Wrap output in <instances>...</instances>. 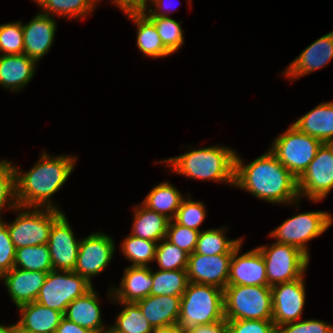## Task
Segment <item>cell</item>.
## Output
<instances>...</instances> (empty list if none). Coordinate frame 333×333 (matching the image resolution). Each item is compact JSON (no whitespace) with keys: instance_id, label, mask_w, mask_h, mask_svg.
Returning <instances> with one entry per match:
<instances>
[{"instance_id":"obj_1","label":"cell","mask_w":333,"mask_h":333,"mask_svg":"<svg viewBox=\"0 0 333 333\" xmlns=\"http://www.w3.org/2000/svg\"><path fill=\"white\" fill-rule=\"evenodd\" d=\"M234 186L270 203H297L298 179L268 150L250 164L235 157Z\"/></svg>"},{"instance_id":"obj_2","label":"cell","mask_w":333,"mask_h":333,"mask_svg":"<svg viewBox=\"0 0 333 333\" xmlns=\"http://www.w3.org/2000/svg\"><path fill=\"white\" fill-rule=\"evenodd\" d=\"M76 157H52L42 153V157L27 172L15 169L16 200L18 206L36 208H57L51 203L55 194L67 181L74 170Z\"/></svg>"},{"instance_id":"obj_3","label":"cell","mask_w":333,"mask_h":333,"mask_svg":"<svg viewBox=\"0 0 333 333\" xmlns=\"http://www.w3.org/2000/svg\"><path fill=\"white\" fill-rule=\"evenodd\" d=\"M235 157L233 149L212 146L191 150L183 155L162 160L173 172L192 179L213 180L234 185Z\"/></svg>"},{"instance_id":"obj_4","label":"cell","mask_w":333,"mask_h":333,"mask_svg":"<svg viewBox=\"0 0 333 333\" xmlns=\"http://www.w3.org/2000/svg\"><path fill=\"white\" fill-rule=\"evenodd\" d=\"M224 319L223 290L211 285L189 282L180 301L177 325L182 333L197 325L216 323Z\"/></svg>"},{"instance_id":"obj_5","label":"cell","mask_w":333,"mask_h":333,"mask_svg":"<svg viewBox=\"0 0 333 333\" xmlns=\"http://www.w3.org/2000/svg\"><path fill=\"white\" fill-rule=\"evenodd\" d=\"M223 300L226 320H272L271 286L227 285Z\"/></svg>"},{"instance_id":"obj_6","label":"cell","mask_w":333,"mask_h":333,"mask_svg":"<svg viewBox=\"0 0 333 333\" xmlns=\"http://www.w3.org/2000/svg\"><path fill=\"white\" fill-rule=\"evenodd\" d=\"M18 209L20 213L16 219L10 224L6 223L16 249L47 244L53 223L63 211L56 208L32 209L21 206H18Z\"/></svg>"},{"instance_id":"obj_7","label":"cell","mask_w":333,"mask_h":333,"mask_svg":"<svg viewBox=\"0 0 333 333\" xmlns=\"http://www.w3.org/2000/svg\"><path fill=\"white\" fill-rule=\"evenodd\" d=\"M323 143L291 125L279 135L270 152L297 178L306 171Z\"/></svg>"},{"instance_id":"obj_8","label":"cell","mask_w":333,"mask_h":333,"mask_svg":"<svg viewBox=\"0 0 333 333\" xmlns=\"http://www.w3.org/2000/svg\"><path fill=\"white\" fill-rule=\"evenodd\" d=\"M92 288V283L75 271L52 270L47 273L36 302L64 314L71 302Z\"/></svg>"},{"instance_id":"obj_9","label":"cell","mask_w":333,"mask_h":333,"mask_svg":"<svg viewBox=\"0 0 333 333\" xmlns=\"http://www.w3.org/2000/svg\"><path fill=\"white\" fill-rule=\"evenodd\" d=\"M257 248L264 258L267 286L296 280L309 265V257L293 245L275 242Z\"/></svg>"},{"instance_id":"obj_10","label":"cell","mask_w":333,"mask_h":333,"mask_svg":"<svg viewBox=\"0 0 333 333\" xmlns=\"http://www.w3.org/2000/svg\"><path fill=\"white\" fill-rule=\"evenodd\" d=\"M333 217L325 211H312L297 214L269 234L276 242L297 247L309 257L307 242L326 231Z\"/></svg>"},{"instance_id":"obj_11","label":"cell","mask_w":333,"mask_h":333,"mask_svg":"<svg viewBox=\"0 0 333 333\" xmlns=\"http://www.w3.org/2000/svg\"><path fill=\"white\" fill-rule=\"evenodd\" d=\"M333 189V143H323L315 158L298 179L300 199L308 197L314 202L324 199Z\"/></svg>"},{"instance_id":"obj_12","label":"cell","mask_w":333,"mask_h":333,"mask_svg":"<svg viewBox=\"0 0 333 333\" xmlns=\"http://www.w3.org/2000/svg\"><path fill=\"white\" fill-rule=\"evenodd\" d=\"M114 245L110 236L99 232L81 239L74 271L91 283L113 258Z\"/></svg>"},{"instance_id":"obj_13","label":"cell","mask_w":333,"mask_h":333,"mask_svg":"<svg viewBox=\"0 0 333 333\" xmlns=\"http://www.w3.org/2000/svg\"><path fill=\"white\" fill-rule=\"evenodd\" d=\"M303 277L271 286L273 301L272 321L276 327L295 322L300 318L306 300V288Z\"/></svg>"},{"instance_id":"obj_14","label":"cell","mask_w":333,"mask_h":333,"mask_svg":"<svg viewBox=\"0 0 333 333\" xmlns=\"http://www.w3.org/2000/svg\"><path fill=\"white\" fill-rule=\"evenodd\" d=\"M233 253L207 256L193 252L188 256L187 275L191 283L224 289L228 285Z\"/></svg>"},{"instance_id":"obj_15","label":"cell","mask_w":333,"mask_h":333,"mask_svg":"<svg viewBox=\"0 0 333 333\" xmlns=\"http://www.w3.org/2000/svg\"><path fill=\"white\" fill-rule=\"evenodd\" d=\"M80 241L74 237L67 218L62 213L54 221L47 243L53 270L74 271Z\"/></svg>"},{"instance_id":"obj_16","label":"cell","mask_w":333,"mask_h":333,"mask_svg":"<svg viewBox=\"0 0 333 333\" xmlns=\"http://www.w3.org/2000/svg\"><path fill=\"white\" fill-rule=\"evenodd\" d=\"M240 244L230 262L228 285L267 286L266 266L258 248L238 255Z\"/></svg>"},{"instance_id":"obj_17","label":"cell","mask_w":333,"mask_h":333,"mask_svg":"<svg viewBox=\"0 0 333 333\" xmlns=\"http://www.w3.org/2000/svg\"><path fill=\"white\" fill-rule=\"evenodd\" d=\"M333 58V31L305 48L285 70V76L297 79L318 70Z\"/></svg>"},{"instance_id":"obj_18","label":"cell","mask_w":333,"mask_h":333,"mask_svg":"<svg viewBox=\"0 0 333 333\" xmlns=\"http://www.w3.org/2000/svg\"><path fill=\"white\" fill-rule=\"evenodd\" d=\"M56 21L52 16L37 14L28 24L23 25V53L37 63L47 52L54 41Z\"/></svg>"},{"instance_id":"obj_19","label":"cell","mask_w":333,"mask_h":333,"mask_svg":"<svg viewBox=\"0 0 333 333\" xmlns=\"http://www.w3.org/2000/svg\"><path fill=\"white\" fill-rule=\"evenodd\" d=\"M46 276L45 272L27 271L13 267L1 275L0 279L4 280L11 300L19 307L36 301Z\"/></svg>"},{"instance_id":"obj_20","label":"cell","mask_w":333,"mask_h":333,"mask_svg":"<svg viewBox=\"0 0 333 333\" xmlns=\"http://www.w3.org/2000/svg\"><path fill=\"white\" fill-rule=\"evenodd\" d=\"M181 296L149 295L135 302L153 328L177 325Z\"/></svg>"},{"instance_id":"obj_21","label":"cell","mask_w":333,"mask_h":333,"mask_svg":"<svg viewBox=\"0 0 333 333\" xmlns=\"http://www.w3.org/2000/svg\"><path fill=\"white\" fill-rule=\"evenodd\" d=\"M153 286L150 267L129 266L125 269L120 281V287L113 288L108 294L114 301L137 302L151 293ZM112 292V293H111Z\"/></svg>"},{"instance_id":"obj_22","label":"cell","mask_w":333,"mask_h":333,"mask_svg":"<svg viewBox=\"0 0 333 333\" xmlns=\"http://www.w3.org/2000/svg\"><path fill=\"white\" fill-rule=\"evenodd\" d=\"M36 61L24 53L0 55V85L11 91L22 90L35 74Z\"/></svg>"},{"instance_id":"obj_23","label":"cell","mask_w":333,"mask_h":333,"mask_svg":"<svg viewBox=\"0 0 333 333\" xmlns=\"http://www.w3.org/2000/svg\"><path fill=\"white\" fill-rule=\"evenodd\" d=\"M17 308L22 315L17 322L18 328L27 333H55L64 317L62 312L45 307L36 301Z\"/></svg>"},{"instance_id":"obj_24","label":"cell","mask_w":333,"mask_h":333,"mask_svg":"<svg viewBox=\"0 0 333 333\" xmlns=\"http://www.w3.org/2000/svg\"><path fill=\"white\" fill-rule=\"evenodd\" d=\"M292 125L322 143H333V101L317 105Z\"/></svg>"},{"instance_id":"obj_25","label":"cell","mask_w":333,"mask_h":333,"mask_svg":"<svg viewBox=\"0 0 333 333\" xmlns=\"http://www.w3.org/2000/svg\"><path fill=\"white\" fill-rule=\"evenodd\" d=\"M98 299L97 293L92 288L67 306L64 317L94 333L100 332L105 328V325H103L101 320Z\"/></svg>"},{"instance_id":"obj_26","label":"cell","mask_w":333,"mask_h":333,"mask_svg":"<svg viewBox=\"0 0 333 333\" xmlns=\"http://www.w3.org/2000/svg\"><path fill=\"white\" fill-rule=\"evenodd\" d=\"M135 207L134 224L130 234L154 242L165 239L170 219L149 210L143 204L140 207L138 205Z\"/></svg>"},{"instance_id":"obj_27","label":"cell","mask_w":333,"mask_h":333,"mask_svg":"<svg viewBox=\"0 0 333 333\" xmlns=\"http://www.w3.org/2000/svg\"><path fill=\"white\" fill-rule=\"evenodd\" d=\"M137 26V46L147 57H165L172 54L162 43L154 23L142 12H126Z\"/></svg>"},{"instance_id":"obj_28","label":"cell","mask_w":333,"mask_h":333,"mask_svg":"<svg viewBox=\"0 0 333 333\" xmlns=\"http://www.w3.org/2000/svg\"><path fill=\"white\" fill-rule=\"evenodd\" d=\"M184 198L175 186L168 182H162L151 189L142 204L149 210L173 220Z\"/></svg>"},{"instance_id":"obj_29","label":"cell","mask_w":333,"mask_h":333,"mask_svg":"<svg viewBox=\"0 0 333 333\" xmlns=\"http://www.w3.org/2000/svg\"><path fill=\"white\" fill-rule=\"evenodd\" d=\"M153 286L150 295L154 296H182L185 292L189 280L187 270H158L153 272Z\"/></svg>"},{"instance_id":"obj_30","label":"cell","mask_w":333,"mask_h":333,"mask_svg":"<svg viewBox=\"0 0 333 333\" xmlns=\"http://www.w3.org/2000/svg\"><path fill=\"white\" fill-rule=\"evenodd\" d=\"M225 230L226 228H219L200 231L195 253L207 256L233 253L242 244V239H227L224 235Z\"/></svg>"},{"instance_id":"obj_31","label":"cell","mask_w":333,"mask_h":333,"mask_svg":"<svg viewBox=\"0 0 333 333\" xmlns=\"http://www.w3.org/2000/svg\"><path fill=\"white\" fill-rule=\"evenodd\" d=\"M14 267L48 273L53 270L47 244L16 249Z\"/></svg>"},{"instance_id":"obj_32","label":"cell","mask_w":333,"mask_h":333,"mask_svg":"<svg viewBox=\"0 0 333 333\" xmlns=\"http://www.w3.org/2000/svg\"><path fill=\"white\" fill-rule=\"evenodd\" d=\"M45 11V15H56L70 18H84L93 12L98 0H34Z\"/></svg>"},{"instance_id":"obj_33","label":"cell","mask_w":333,"mask_h":333,"mask_svg":"<svg viewBox=\"0 0 333 333\" xmlns=\"http://www.w3.org/2000/svg\"><path fill=\"white\" fill-rule=\"evenodd\" d=\"M157 244L130 234L123 240L121 251L132 262L130 266L147 267V263L155 261Z\"/></svg>"},{"instance_id":"obj_34","label":"cell","mask_w":333,"mask_h":333,"mask_svg":"<svg viewBox=\"0 0 333 333\" xmlns=\"http://www.w3.org/2000/svg\"><path fill=\"white\" fill-rule=\"evenodd\" d=\"M120 302L124 305V309L117 316L115 328L124 333H152L153 327L142 314L139 306L134 302Z\"/></svg>"},{"instance_id":"obj_35","label":"cell","mask_w":333,"mask_h":333,"mask_svg":"<svg viewBox=\"0 0 333 333\" xmlns=\"http://www.w3.org/2000/svg\"><path fill=\"white\" fill-rule=\"evenodd\" d=\"M161 241L160 244H157L154 259L157 261L159 269L165 271L187 270L189 254L166 239Z\"/></svg>"},{"instance_id":"obj_36","label":"cell","mask_w":333,"mask_h":333,"mask_svg":"<svg viewBox=\"0 0 333 333\" xmlns=\"http://www.w3.org/2000/svg\"><path fill=\"white\" fill-rule=\"evenodd\" d=\"M155 25L164 46L174 53L180 49L184 43L183 30L178 23L170 17H148Z\"/></svg>"},{"instance_id":"obj_37","label":"cell","mask_w":333,"mask_h":333,"mask_svg":"<svg viewBox=\"0 0 333 333\" xmlns=\"http://www.w3.org/2000/svg\"><path fill=\"white\" fill-rule=\"evenodd\" d=\"M5 204H7L8 209H14L18 211V204L16 200L15 169L11 162L2 160L0 161V213L1 210L6 206Z\"/></svg>"},{"instance_id":"obj_38","label":"cell","mask_w":333,"mask_h":333,"mask_svg":"<svg viewBox=\"0 0 333 333\" xmlns=\"http://www.w3.org/2000/svg\"><path fill=\"white\" fill-rule=\"evenodd\" d=\"M205 205L201 201H193L189 195L184 198L173 220L179 225L200 231L199 226L206 216Z\"/></svg>"},{"instance_id":"obj_39","label":"cell","mask_w":333,"mask_h":333,"mask_svg":"<svg viewBox=\"0 0 333 333\" xmlns=\"http://www.w3.org/2000/svg\"><path fill=\"white\" fill-rule=\"evenodd\" d=\"M24 37L21 21L0 25V51L3 55L22 54Z\"/></svg>"},{"instance_id":"obj_40","label":"cell","mask_w":333,"mask_h":333,"mask_svg":"<svg viewBox=\"0 0 333 333\" xmlns=\"http://www.w3.org/2000/svg\"><path fill=\"white\" fill-rule=\"evenodd\" d=\"M200 231L177 224L170 220L165 239L188 254L195 252Z\"/></svg>"},{"instance_id":"obj_41","label":"cell","mask_w":333,"mask_h":333,"mask_svg":"<svg viewBox=\"0 0 333 333\" xmlns=\"http://www.w3.org/2000/svg\"><path fill=\"white\" fill-rule=\"evenodd\" d=\"M228 333H277L272 320H227Z\"/></svg>"},{"instance_id":"obj_42","label":"cell","mask_w":333,"mask_h":333,"mask_svg":"<svg viewBox=\"0 0 333 333\" xmlns=\"http://www.w3.org/2000/svg\"><path fill=\"white\" fill-rule=\"evenodd\" d=\"M16 247L13 244L6 222L0 217V276L14 267Z\"/></svg>"},{"instance_id":"obj_43","label":"cell","mask_w":333,"mask_h":333,"mask_svg":"<svg viewBox=\"0 0 333 333\" xmlns=\"http://www.w3.org/2000/svg\"><path fill=\"white\" fill-rule=\"evenodd\" d=\"M333 325L326 322L308 319L283 324L277 327V333H330Z\"/></svg>"},{"instance_id":"obj_44","label":"cell","mask_w":333,"mask_h":333,"mask_svg":"<svg viewBox=\"0 0 333 333\" xmlns=\"http://www.w3.org/2000/svg\"><path fill=\"white\" fill-rule=\"evenodd\" d=\"M185 333H228L227 320L218 321L205 325H197Z\"/></svg>"},{"instance_id":"obj_45","label":"cell","mask_w":333,"mask_h":333,"mask_svg":"<svg viewBox=\"0 0 333 333\" xmlns=\"http://www.w3.org/2000/svg\"><path fill=\"white\" fill-rule=\"evenodd\" d=\"M55 333H94L91 330L81 327L74 323L73 321L68 320L63 317L60 324L58 325Z\"/></svg>"},{"instance_id":"obj_46","label":"cell","mask_w":333,"mask_h":333,"mask_svg":"<svg viewBox=\"0 0 333 333\" xmlns=\"http://www.w3.org/2000/svg\"><path fill=\"white\" fill-rule=\"evenodd\" d=\"M149 1H150L151 4H153L156 7H154L155 10L150 9L148 7V8H145V10L142 11L147 17H169V15L166 14V13H170V11L169 10L166 11L168 8L165 7V6H167V4H168V6H171L170 3H168L169 1L167 3H165V0H149ZM147 9H149V13L148 14L146 13ZM162 9H165V10H163L164 12H161Z\"/></svg>"},{"instance_id":"obj_47","label":"cell","mask_w":333,"mask_h":333,"mask_svg":"<svg viewBox=\"0 0 333 333\" xmlns=\"http://www.w3.org/2000/svg\"><path fill=\"white\" fill-rule=\"evenodd\" d=\"M152 333H182L178 325L154 328Z\"/></svg>"},{"instance_id":"obj_48","label":"cell","mask_w":333,"mask_h":333,"mask_svg":"<svg viewBox=\"0 0 333 333\" xmlns=\"http://www.w3.org/2000/svg\"><path fill=\"white\" fill-rule=\"evenodd\" d=\"M19 328L17 323L9 326H3L0 324V333H18Z\"/></svg>"},{"instance_id":"obj_49","label":"cell","mask_w":333,"mask_h":333,"mask_svg":"<svg viewBox=\"0 0 333 333\" xmlns=\"http://www.w3.org/2000/svg\"><path fill=\"white\" fill-rule=\"evenodd\" d=\"M98 333H124L122 331H119L117 328H115L114 326L109 327L108 329H102L100 332Z\"/></svg>"}]
</instances>
